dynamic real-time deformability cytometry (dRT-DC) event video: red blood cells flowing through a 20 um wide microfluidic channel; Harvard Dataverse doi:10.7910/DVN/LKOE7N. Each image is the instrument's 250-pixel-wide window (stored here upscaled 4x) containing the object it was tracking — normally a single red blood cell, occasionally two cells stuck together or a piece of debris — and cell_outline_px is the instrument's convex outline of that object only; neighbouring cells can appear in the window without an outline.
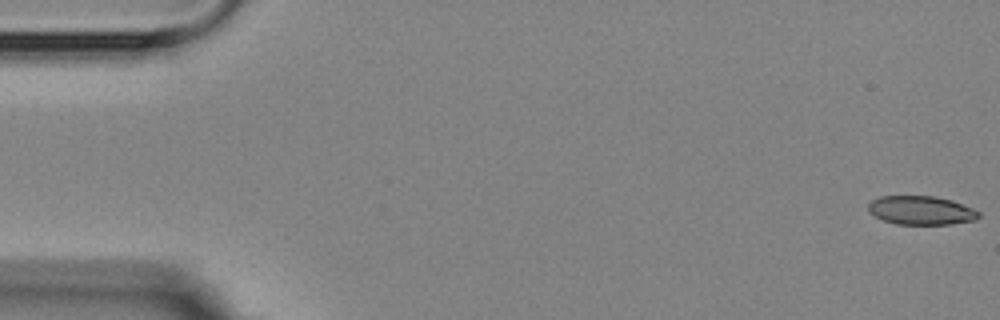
{"species": "Egyptian fruit bat (a non-hibernating species)", "species_latin": "Rousettus aegyptiacus", "temperature_condition": "room temperature", "stored_images_in_passage": 4, "camera_frame_rate_fps": 3000, "um_per_image_px": 0.085, "animal": {"sex": "female"}, "frame": {"image": 1, "passage_image": 1, "time_ms": 0.0, "image_size_px": [1000, 320], "cell_outline_px": [[980, 216], [976, 220], [952, 224], [896, 224], [884, 220], [868, 212], [868, 204], [872, 200], [880, 196], [932, 196], [952, 200], [972, 208], [980, 212]], "centroid_in_image_um": [78.3, 17.88], "position_along_channel_um": 6.7, "area_um2": 18.5}}